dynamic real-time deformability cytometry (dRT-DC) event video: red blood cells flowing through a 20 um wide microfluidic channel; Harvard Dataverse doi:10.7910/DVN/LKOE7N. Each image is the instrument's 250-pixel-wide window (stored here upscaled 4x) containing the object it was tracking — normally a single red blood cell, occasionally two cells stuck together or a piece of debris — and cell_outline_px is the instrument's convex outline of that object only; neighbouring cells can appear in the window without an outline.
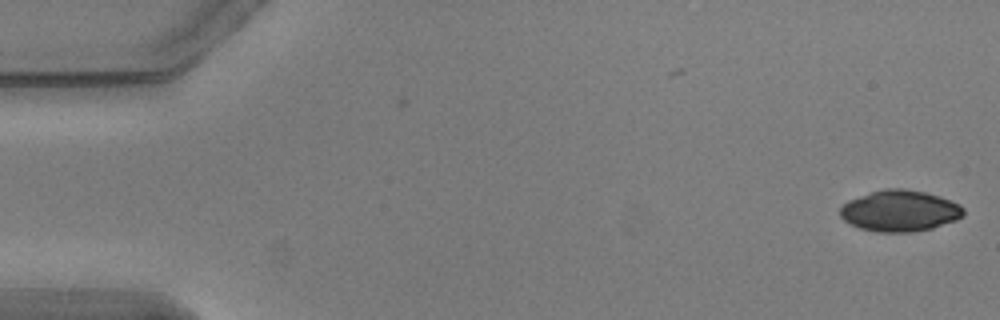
{"species": "common noctule bat (a hibernating species)", "species_latin": "Nyctalus noctula", "temperature_condition": "warm", "stored_images_in_passage": 54, "camera_frame_rate_fps": 3000, "um_per_image_px": 0.085, "animal": {"sex": "male", "body_mass_g": 20.5, "forearm_length_mm": 52.5}, "frame": {"image": 1, "passage_image": 1, "time_ms": 0.0, "image_size_px": [1000, 320], "cell_outline_px": [[964, 216], [956, 220], [932, 228], [912, 232], [876, 232], [860, 228], [844, 220], [840, 216], [840, 208], [848, 200], [884, 188], [904, 188], [924, 192], [940, 196], [960, 204], [964, 208]], "centroid_in_image_um": [76.51, 17.92], "position_along_channel_um": 8.5, "area_um2": 29.65}}
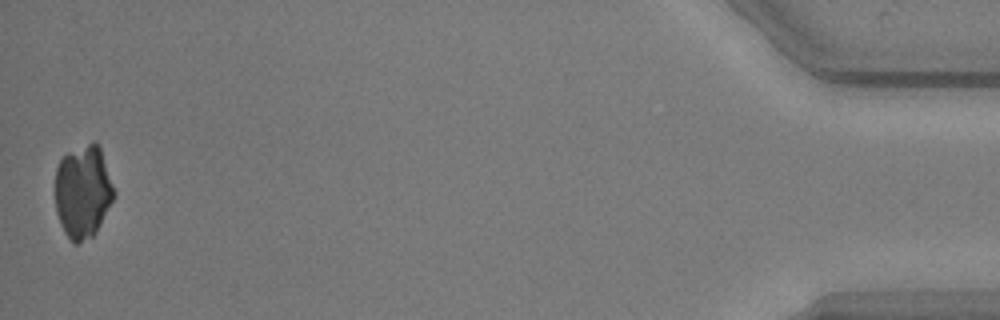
{"frame": {"image": 2, "passage_image": 54, "time_ms": 17.667, "image_size_px": [1000, 320], "cell_outline_px": [[116, 196], [96, 232], [92, 236], [76, 244], [72, 244], [64, 232], [60, 224], [56, 212], [56, 168], [60, 160], [68, 152], [92, 140], [96, 140], [100, 148], [116, 192]], "centroid_in_image_um": [7.06, 16.29], "position_along_channel_um": 428.1, "area_um2": 32.19}}